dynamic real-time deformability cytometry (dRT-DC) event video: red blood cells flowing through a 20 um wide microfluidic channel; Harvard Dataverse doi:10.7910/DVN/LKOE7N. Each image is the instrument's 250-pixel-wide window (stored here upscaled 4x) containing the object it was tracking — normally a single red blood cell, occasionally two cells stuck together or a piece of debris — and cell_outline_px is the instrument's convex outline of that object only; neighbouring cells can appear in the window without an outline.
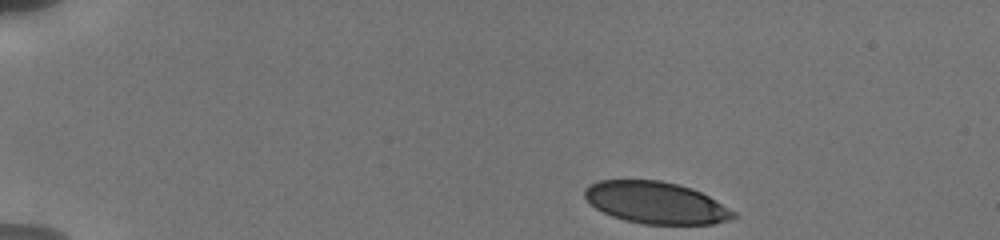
{"species": "human", "species_latin": "Homo sapiens", "temperature_condition": "cold", "stored_images_in_passage": 16, "camera_frame_rate_fps": 3000, "um_per_image_px": 0.085, "donor": {"sex": "male"}, "frame": {"image": 1, "passage_image": 1, "time_ms": 0.0, "image_size_px": [1000, 240], "cell_outline_px": [[736, 216], [728, 220], [712, 224], [644, 224], [624, 220], [612, 216], [596, 208], [584, 196], [584, 188], [588, 184], [600, 180], [660, 180], [692, 188], [708, 196], [736, 212]], "centroid_in_image_um": [55.73, 17.23], "position_along_channel_um": 29.3, "area_um2": 36.13}}
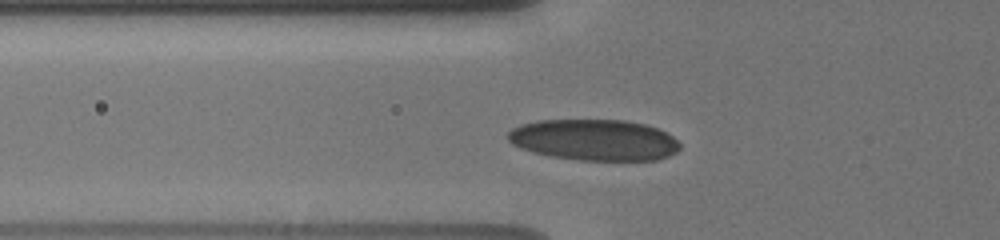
{"frame": {"image": 2, "passage_image": 12, "time_ms": 3.667, "image_size_px": [1000, 240], "cell_outline_px": [[680, 148], [676, 152], [668, 156], [656, 160], [580, 160], [552, 156], [520, 148], [512, 144], [508, 140], [508, 132], [512, 128], [520, 124], [536, 120], [624, 120], [644, 124], [656, 128], [672, 136], [680, 144]], "centroid_in_image_um": [50.49, 11.89], "position_along_channel_um": 75.3, "area_um2": 41.1}}
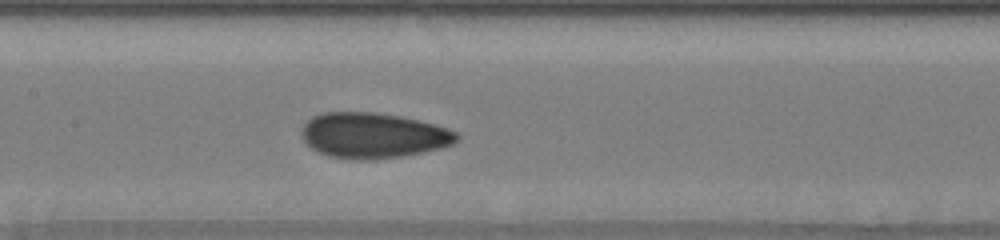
{"frame": {"image": 3, "passage_image": 16, "time_ms": 6.333, "image_size_px": [1000, 240], "cell_outline_px": [[460, 140], [452, 144], [440, 148], [424, 152], [400, 156], [368, 160], [348, 160], [328, 156], [312, 148], [304, 140], [304, 124], [312, 116], [324, 112], [372, 112], [400, 116], [448, 128], [456, 132], [460, 136]], "centroid_in_image_um": [31.74, 11.52], "position_along_channel_um": 175.7, "area_um2": 40.86}}